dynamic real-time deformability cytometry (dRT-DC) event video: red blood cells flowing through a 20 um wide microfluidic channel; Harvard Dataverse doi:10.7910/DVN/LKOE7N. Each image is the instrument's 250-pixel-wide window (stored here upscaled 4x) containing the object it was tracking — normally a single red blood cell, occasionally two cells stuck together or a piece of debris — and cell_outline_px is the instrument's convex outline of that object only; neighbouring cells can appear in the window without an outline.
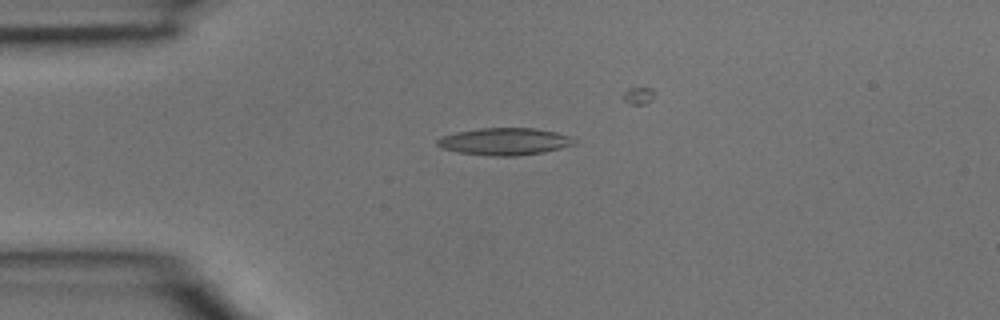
{"species": "common noctule bat (a hibernating species)", "species_latin": "Nyctalus noctula", "temperature_condition": "room temperature", "stored_images_in_passage": 1, "camera_frame_rate_fps": 3000, "um_per_image_px": 0.085, "animal": {"sex": "male", "body_mass_g": 15.6}, "frame": {"image": 1, "passage_image": 1, "time_ms": 0.0, "image_size_px": [1000, 320], "cell_outline_px": [[576, 144], [544, 152], [516, 156], [492, 156], [460, 152], [440, 148], [436, 144], [436, 140], [440, 136], [456, 132], [480, 128], [536, 128], [556, 132], [572, 136], [576, 140]], "centroid_in_image_um": [42.9, 12.02], "position_along_channel_um": 42.1, "area_um2": 21.85}}